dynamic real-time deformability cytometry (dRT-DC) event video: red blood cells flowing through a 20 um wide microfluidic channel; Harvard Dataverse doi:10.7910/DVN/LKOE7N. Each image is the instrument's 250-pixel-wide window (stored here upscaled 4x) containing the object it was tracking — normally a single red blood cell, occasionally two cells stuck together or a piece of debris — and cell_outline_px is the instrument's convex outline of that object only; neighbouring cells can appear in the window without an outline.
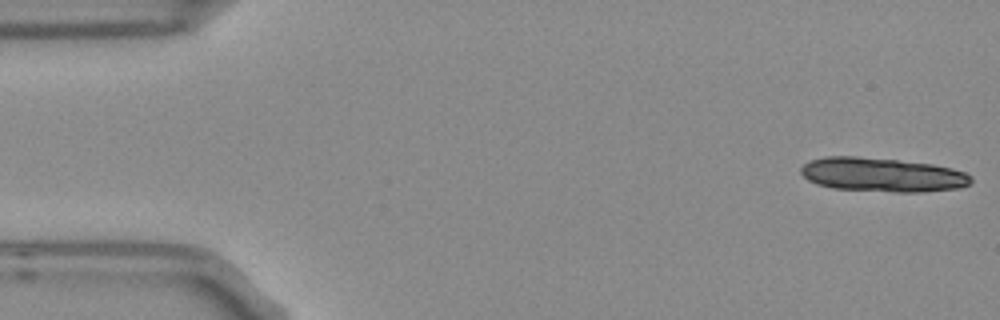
{"species": "Egyptian fruit bat (a non-hibernating species)", "species_latin": "Rousettus aegyptiacus", "temperature_condition": "room temperature", "stored_images_in_passage": 5, "segment_of_instrument_passage": [1, 2], "camera_frame_rate_fps": 3000, "um_per_image_px": 0.085, "frame": {"image": 1, "passage_image": 1, "time_ms": 0.0, "image_size_px": [1000, 320], "cell_outline_px": [[972, 184], [960, 188], [920, 192], [896, 192], [832, 188], [816, 184], [808, 180], [800, 172], [800, 168], [808, 160], [824, 156], [856, 156], [896, 160], [932, 164], [952, 168], [964, 172], [972, 176]], "centroid_in_image_um": [74.99, 14.85], "position_along_channel_um": 10.0, "area_um2": 33.99}}